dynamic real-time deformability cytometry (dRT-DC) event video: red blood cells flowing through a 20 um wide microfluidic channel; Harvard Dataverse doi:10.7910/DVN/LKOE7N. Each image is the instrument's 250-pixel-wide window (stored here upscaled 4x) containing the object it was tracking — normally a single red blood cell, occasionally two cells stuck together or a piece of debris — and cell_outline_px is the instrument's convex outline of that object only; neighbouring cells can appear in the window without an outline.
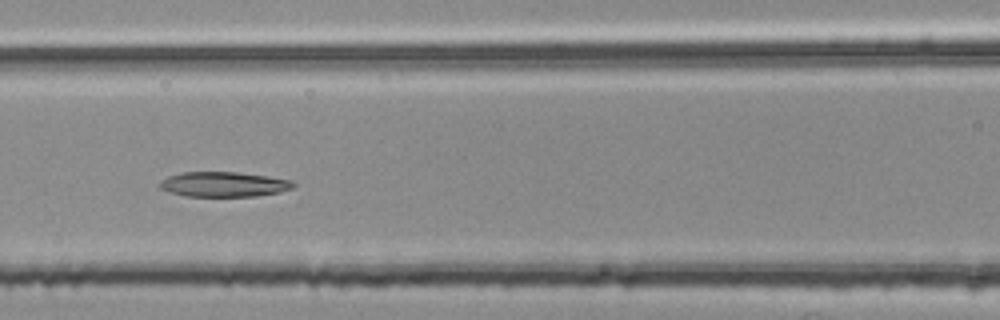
{"species": "common noctule bat (a hibernating species)", "species_latin": "Nyctalus noctula", "temperature_condition": "room temperature", "stored_images_in_passage": 51, "segment_of_instrument_passage": [2, 2], "camera_frame_rate_fps": 3000, "um_per_image_px": 0.085, "animal": {"sex": "female", "body_mass_g": 25.1}, "frame": {"image": 1, "passage_image": 23, "time_ms": 7.333, "image_size_px": [1000, 320], "cell_outline_px": [[296, 184], [292, 188], [280, 192], [256, 196], [184, 196], [168, 192], [160, 188], [160, 180], [168, 176], [180, 172], [236, 172], [268, 176], [292, 180]], "centroid_in_image_um": [19.01, 15.66], "position_along_channel_um": 147.6, "area_um2": 19.54}}
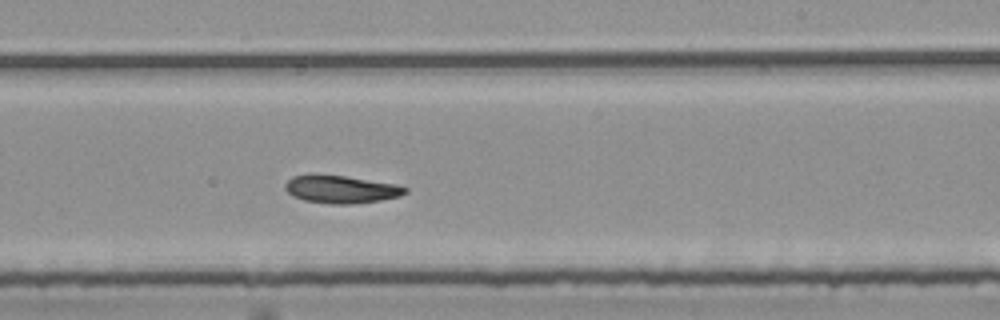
{"frame": {"image": 2, "passage_image": 32, "time_ms": 10.333, "image_size_px": [1000, 320], "cell_outline_px": [[408, 192], [400, 196], [380, 200], [352, 204], [332, 204], [304, 200], [292, 196], [284, 188], [284, 184], [292, 176], [312, 172], [344, 176], [396, 184], [408, 188]], "centroid_in_image_um": [28.93, 16.06], "position_along_channel_um": 260.1, "area_um2": 19.77}}
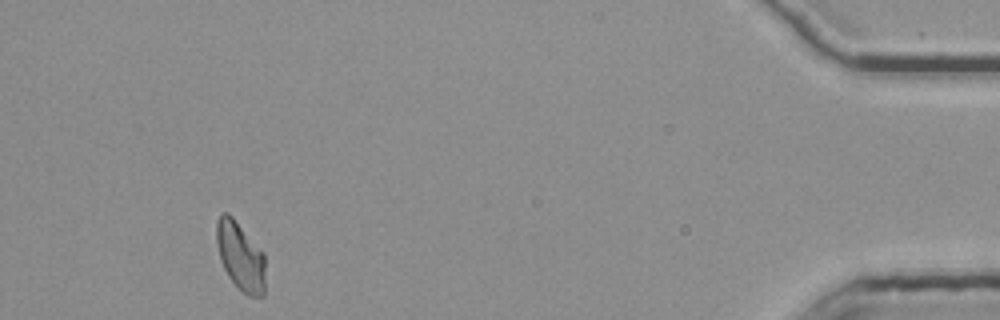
{"frame": {"image": 3, "passage_image": 50, "time_ms": 16.333, "image_size_px": [1000, 320], "cell_outline_px": [[264, 296], [248, 296], [228, 276], [220, 260], [216, 240], [216, 224], [220, 216], [224, 212], [228, 212], [232, 216], [264, 252]], "centroid_in_image_um": [20.43, 21.76], "position_along_channel_um": 414.8, "area_um2": 19.31}}